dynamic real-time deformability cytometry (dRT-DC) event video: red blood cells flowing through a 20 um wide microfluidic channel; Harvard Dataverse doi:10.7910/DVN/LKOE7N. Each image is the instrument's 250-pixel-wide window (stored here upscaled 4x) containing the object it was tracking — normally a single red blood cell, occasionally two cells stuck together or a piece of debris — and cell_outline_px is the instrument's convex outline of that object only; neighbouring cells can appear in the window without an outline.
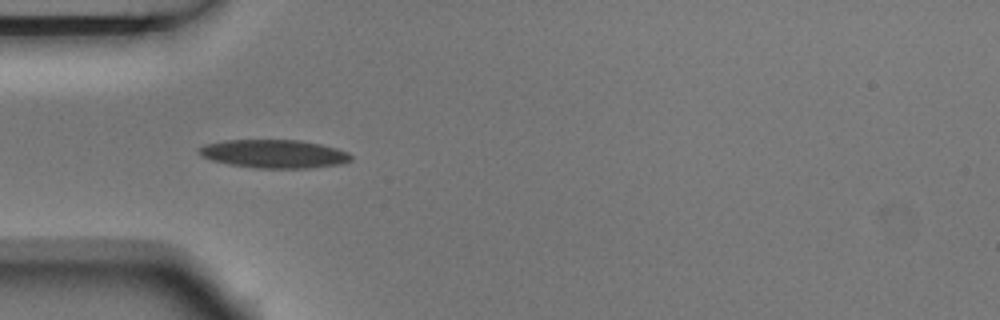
{"species": "Egyptian fruit bat (a non-hibernating species)", "species_latin": "Rousettus aegyptiacus", "temperature_condition": "room temperature", "stored_images_in_passage": 4, "camera_frame_rate_fps": 3000, "um_per_image_px": 0.085, "animal": {"sex": "male"}, "frame": {"image": 1, "passage_image": 3, "time_ms": 0.667, "image_size_px": [1000, 320], "cell_outline_px": [[352, 160], [344, 164], [308, 168], [256, 168], [228, 164], [212, 160], [204, 156], [196, 148], [204, 144], [224, 140], [300, 140], [320, 144], [336, 148], [348, 152], [352, 156]], "centroid_in_image_um": [23.32, 13.08], "position_along_channel_um": 61.7, "area_um2": 25.2}}
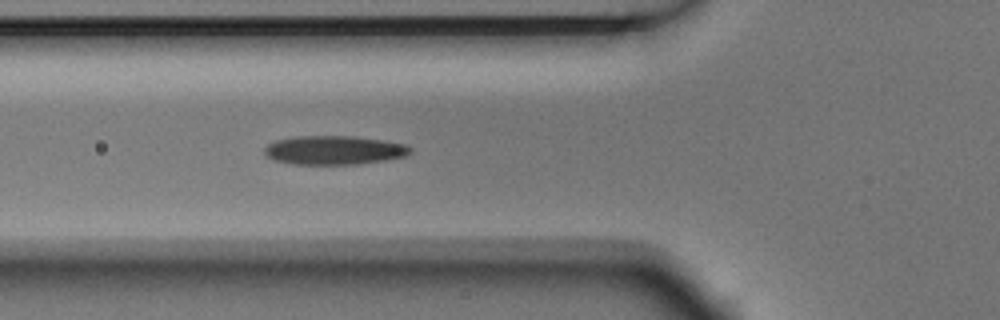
{"frame": {"image": 2, "passage_image": 4, "time_ms": 1.0, "image_size_px": [1000, 320], "cell_outline_px": [[412, 152], [408, 156], [360, 164], [292, 164], [276, 160], [268, 156], [264, 152], [264, 148], [268, 144], [276, 140], [292, 136], [356, 136], [384, 140], [408, 144], [412, 148]], "centroid_in_image_um": [28.46, 12.75], "position_along_channel_um": 97.3, "area_um2": 24.8}}